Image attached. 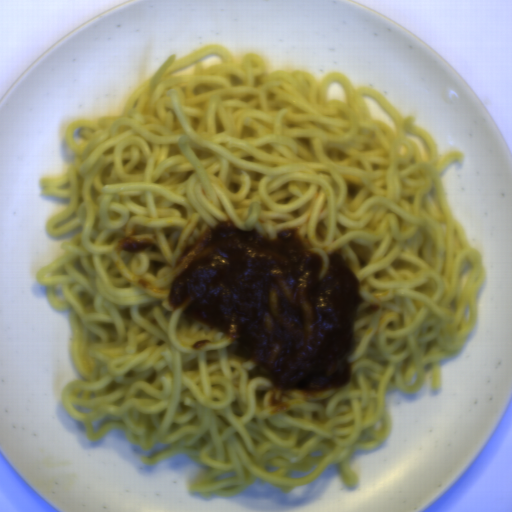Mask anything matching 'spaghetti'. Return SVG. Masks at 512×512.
<instances>
[{
	"label": "spaghetti",
	"instance_id": "obj_1",
	"mask_svg": "<svg viewBox=\"0 0 512 512\" xmlns=\"http://www.w3.org/2000/svg\"><path fill=\"white\" fill-rule=\"evenodd\" d=\"M213 53L221 64L203 68ZM336 81L346 101L327 99ZM367 95L397 132L371 118ZM415 120L342 71L268 69L211 44L171 54L118 114L70 123L73 164L39 183L68 200L46 220L49 236L73 234L37 273L67 313L79 374L63 388L64 413L94 442L121 430L142 450L164 443L143 466L176 454L204 465L187 488L206 500L255 482L289 493L332 465L356 487L353 454L391 433L385 394L419 393L426 367L440 389V362L475 329L486 280L444 190L465 155H440ZM409 134L426 139L429 161ZM228 218L269 236L298 228L323 257L320 279L334 253L357 275L364 301L344 388L273 387L230 338L171 309L183 251ZM127 236L160 252L124 253Z\"/></svg>",
	"mask_w": 512,
	"mask_h": 512
}]
</instances>
